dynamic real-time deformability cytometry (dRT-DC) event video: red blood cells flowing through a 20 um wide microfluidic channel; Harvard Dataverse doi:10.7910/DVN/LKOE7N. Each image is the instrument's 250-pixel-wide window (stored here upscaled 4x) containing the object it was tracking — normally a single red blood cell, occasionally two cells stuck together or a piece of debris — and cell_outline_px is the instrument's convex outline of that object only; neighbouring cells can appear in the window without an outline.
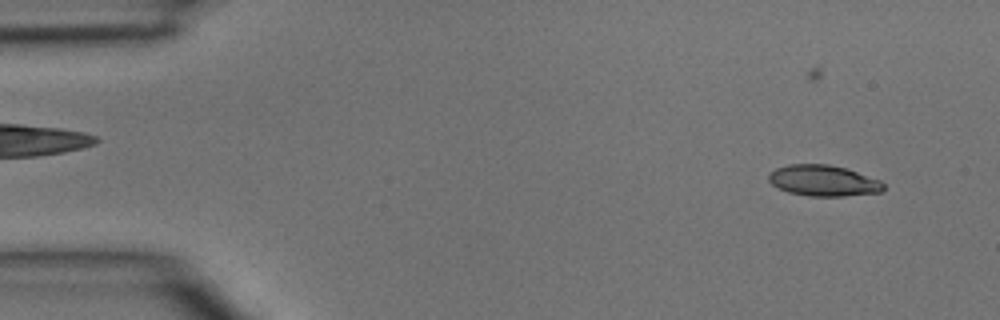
{"species": "common noctule bat (a hibernating species)", "species_latin": "Nyctalus noctula", "temperature_condition": "room temperature", "stored_images_in_passage": 5, "camera_frame_rate_fps": 3000, "um_per_image_px": 0.085, "animal": {"sex": "male", "body_mass_g": 15.6}, "frame": {"image": 1, "passage_image": 2, "time_ms": 0.333, "image_size_px": [1000, 320], "cell_outline_px": [[884, 188], [880, 192], [844, 196], [808, 196], [788, 192], [772, 184], [768, 180], [768, 176], [776, 168], [788, 164], [828, 164], [844, 168], [880, 180], [884, 184]], "centroid_in_image_um": [69.97, 15.36], "position_along_channel_um": 15.0, "area_um2": 20.52}}